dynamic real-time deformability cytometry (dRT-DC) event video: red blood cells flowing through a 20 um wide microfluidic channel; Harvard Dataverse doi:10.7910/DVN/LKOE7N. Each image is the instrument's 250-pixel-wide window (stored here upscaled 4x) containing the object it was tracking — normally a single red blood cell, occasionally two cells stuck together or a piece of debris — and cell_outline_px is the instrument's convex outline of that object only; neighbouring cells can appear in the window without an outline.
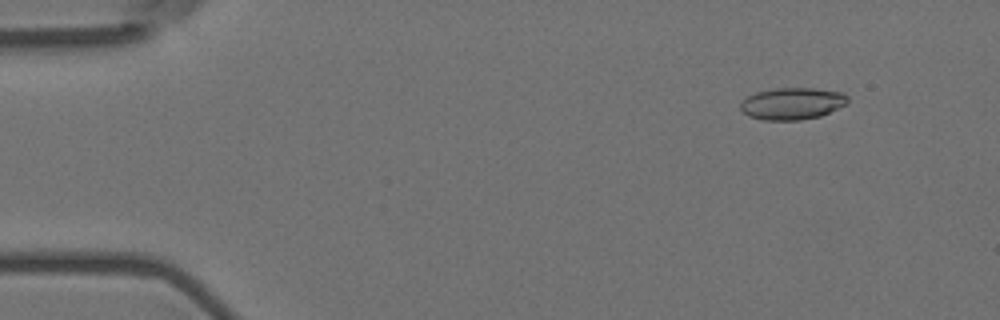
{"species": "Egyptian fruit bat (a non-hibernating species)", "species_latin": "Rousettus aegyptiacus", "temperature_condition": "room temperature", "stored_images_in_passage": 55, "camera_frame_rate_fps": 3000, "um_per_image_px": 0.085, "animal": {"sex": "female"}, "frame": {"image": 1, "passage_image": 6, "time_ms": 1.667, "image_size_px": [1000, 320], "cell_outline_px": [[848, 104], [820, 116], [800, 120], [764, 120], [748, 116], [740, 108], [740, 104], [748, 96], [756, 92], [776, 88], [816, 88], [844, 92], [848, 96]], "centroid_in_image_um": [67.38, 8.8], "position_along_channel_um": 17.6, "area_um2": 20.06}}
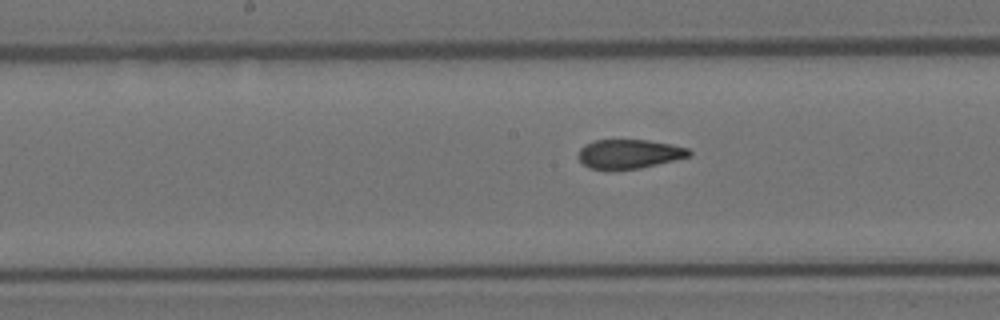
{"frame": {"image": 2, "passage_image": 28, "time_ms": 9.0, "image_size_px": [1000, 320], "cell_outline_px": [[692, 156], [640, 168], [608, 172], [588, 168], [576, 156], [580, 148], [584, 144], [596, 140], [648, 140], [672, 144], [688, 148], [692, 152]], "centroid_in_image_um": [53.44, 13.11], "position_along_channel_um": 194.8, "area_um2": 19.42}}
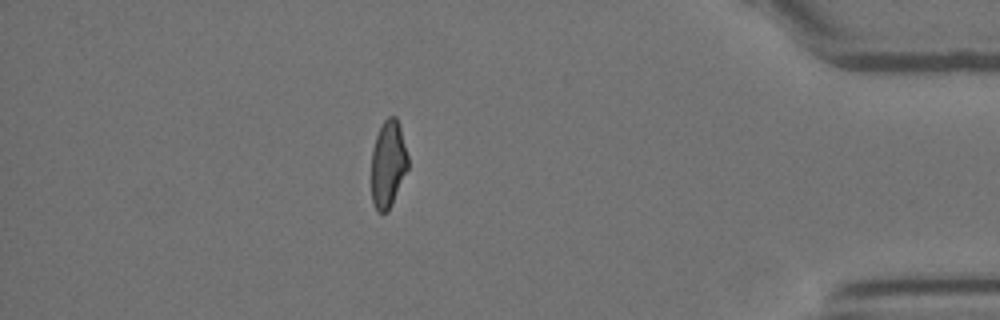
{"frame": {"image": 3, "passage_image": 48, "time_ms": 15.667, "image_size_px": [1000, 320], "cell_outline_px": [[408, 168], [392, 204], [388, 212], [376, 212], [372, 204], [372, 148], [376, 136], [384, 120], [388, 116], [396, 116], [400, 128], [408, 156]], "centroid_in_image_um": [32.98, 13.97], "position_along_channel_um": 402.2, "area_um2": 18.55}, "authors_computed_cell_mechanics": {"area_um2": 19.7676, "velocity_mm_per_s": 3.754, "shape_relaxation_time_tau1_ms": null, "shape_relaxation_time_tau2_ms": 1.5836, "deformation_change_tau1": null, "deformation_change_tau2": 0.0599}}